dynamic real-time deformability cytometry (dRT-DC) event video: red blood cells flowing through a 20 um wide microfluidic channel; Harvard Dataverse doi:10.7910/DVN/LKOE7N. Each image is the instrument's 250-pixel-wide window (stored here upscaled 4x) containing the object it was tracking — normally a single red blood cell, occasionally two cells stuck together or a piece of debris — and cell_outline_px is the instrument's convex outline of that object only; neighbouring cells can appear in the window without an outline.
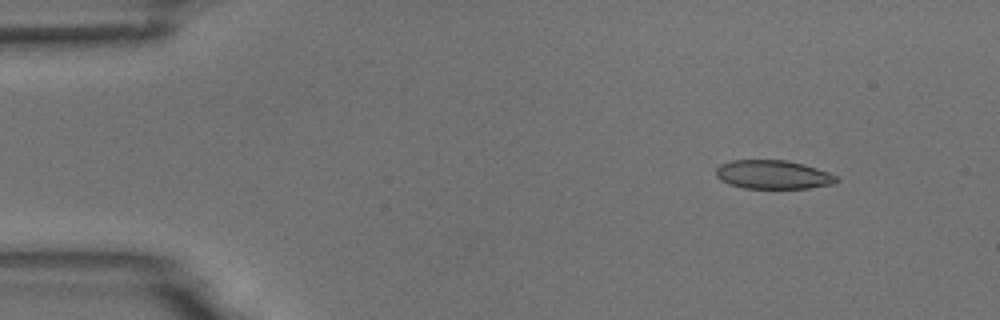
{"species": "common noctule bat (a hibernating species)", "species_latin": "Nyctalus noctula", "temperature_condition": "room temperature", "stored_images_in_passage": 4, "camera_frame_rate_fps": 3000, "um_per_image_px": 0.085, "animal": {"sex": "male", "body_mass_g": 18.8}, "frame": {"image": 1, "passage_image": 1, "time_ms": 0.0, "image_size_px": [1000, 320], "cell_outline_px": [[840, 180], [832, 184], [808, 188], [744, 188], [728, 184], [720, 180], [716, 176], [716, 168], [720, 164], [732, 160], [788, 160], [804, 164], [828, 172], [836, 176]], "centroid_in_image_um": [65.69, 14.84], "position_along_channel_um": 19.3, "area_um2": 20.23}}